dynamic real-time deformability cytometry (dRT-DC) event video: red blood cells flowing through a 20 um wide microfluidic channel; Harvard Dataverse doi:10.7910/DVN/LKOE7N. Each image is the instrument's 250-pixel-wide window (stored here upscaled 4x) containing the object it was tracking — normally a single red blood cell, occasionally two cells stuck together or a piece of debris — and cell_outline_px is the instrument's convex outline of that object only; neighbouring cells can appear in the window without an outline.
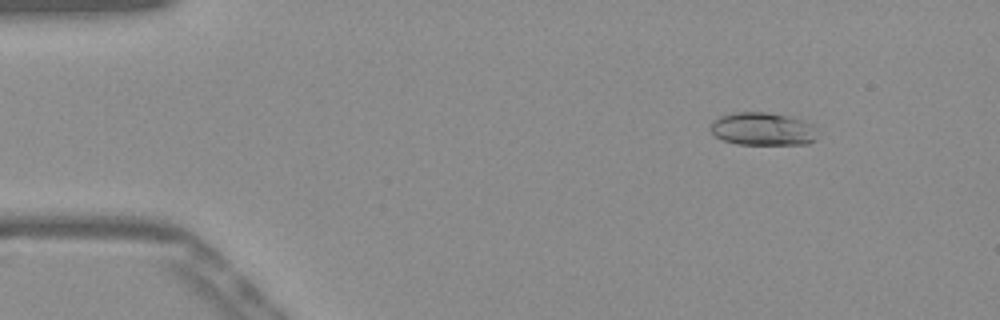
{"species": "Egyptian fruit bat (a non-hibernating species)", "species_latin": "Rousettus aegyptiacus", "temperature_condition": "warm", "stored_images_in_passage": 53, "camera_frame_rate_fps": 3000, "um_per_image_px": 0.085, "frame": {"image": 1, "passage_image": 7, "time_ms": 2.0, "image_size_px": [1000, 320], "cell_outline_px": [[816, 136], [808, 144], [736, 144], [724, 140], [716, 136], [712, 132], [712, 120], [720, 116], [736, 112], [764, 112], [788, 116], [812, 124], [816, 128]], "centroid_in_image_um": [64.82, 10.96], "position_along_channel_um": 20.2, "area_um2": 20.29}}
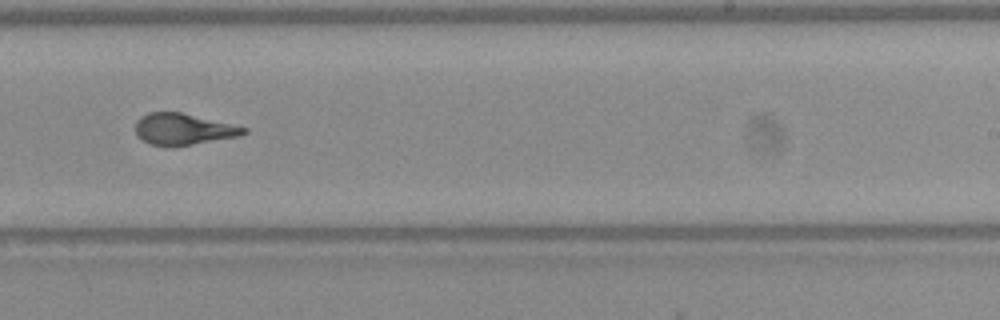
{"frame": {"image": 2, "passage_image": 33, "time_ms": 10.667, "image_size_px": [1000, 320], "cell_outline_px": [[248, 132], [240, 136], [168, 148], [164, 148], [148, 144], [136, 136], [136, 120], [140, 116], [148, 112], [180, 112], [248, 128]], "centroid_in_image_um": [15.52, 11.0], "position_along_channel_um": 273.5, "area_um2": 20.06}}
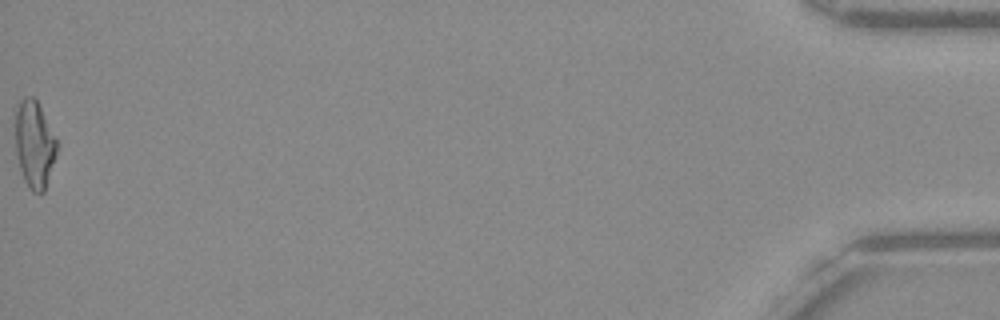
{"frame": {"image": 3, "passage_image": 53, "time_ms": 17.333, "image_size_px": [1000, 320], "cell_outline_px": [[56, 156], [44, 192], [32, 192], [24, 180], [20, 168], [16, 152], [12, 112], [16, 104], [24, 96], [32, 96], [36, 100], [56, 140]], "centroid_in_image_um": [2.85, 12.21], "position_along_channel_um": 432.3, "area_um2": 21.33}, "authors_computed_cell_mechanics": {"area_um2": 20.23, "velocity_mm_per_s": 3.9019, "shape_relaxation_time_tau1_ms": 4.6577, "shape_relaxation_time_tau2_ms": 0.7697, "deformation_change_tau1": 0.194, "deformation_change_tau2": 0.0983}}